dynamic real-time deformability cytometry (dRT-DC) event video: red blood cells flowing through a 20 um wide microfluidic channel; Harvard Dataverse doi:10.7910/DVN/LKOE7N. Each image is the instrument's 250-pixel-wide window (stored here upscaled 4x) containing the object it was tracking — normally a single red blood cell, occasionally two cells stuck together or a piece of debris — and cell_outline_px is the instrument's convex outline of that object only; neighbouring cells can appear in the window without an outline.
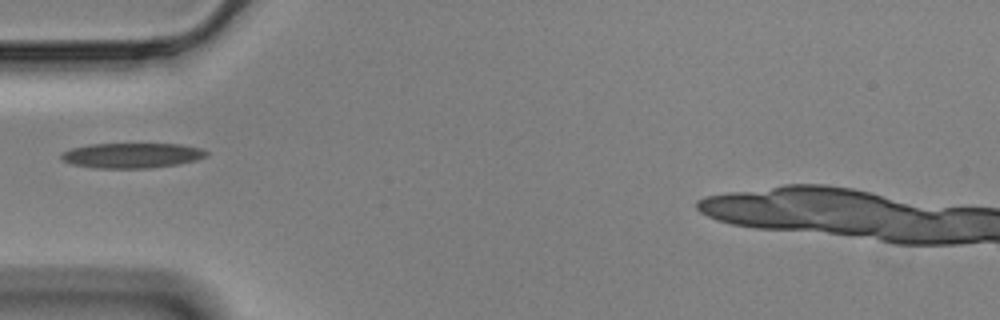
{"species": "Egyptian fruit bat (a non-hibernating species)", "species_latin": "Rousettus aegyptiacus", "temperature_condition": "cold", "stored_images_in_passage": 37, "camera_frame_rate_fps": 3000, "um_per_image_px": 0.085, "animal": {"sex": "male"}, "frame": {"image": 1, "passage_image": 1, "time_ms": 0.0, "image_size_px": [1000, 320], "cell_outline_px": [[208, 156], [196, 160], [176, 164], [152, 168], [92, 168], [72, 164], [60, 160], [60, 152], [72, 148], [88, 144], [180, 144], [200, 148], [208, 152]], "centroid_in_image_um": [11.16, 13.21], "position_along_channel_um": 73.8, "area_um2": 21.39}}
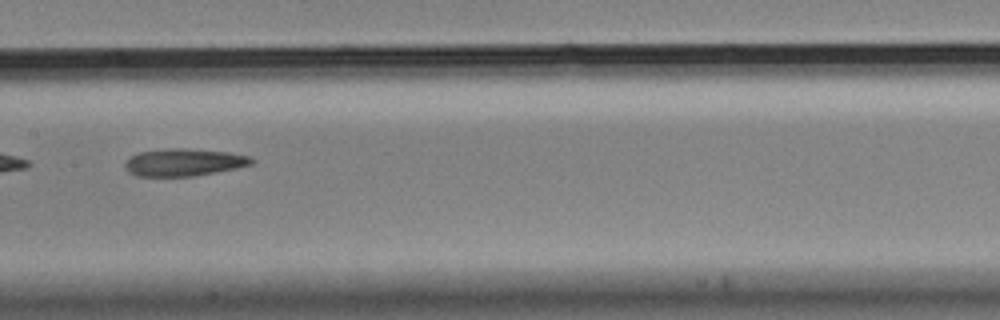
{"frame": {"image": 2, "passage_image": 11, "time_ms": 3.333, "image_size_px": [1000, 320], "cell_outline_px": [[256, 160], [252, 164], [236, 168], [216, 172], [192, 176], [136, 176], [128, 172], [124, 168], [124, 164], [132, 156], [140, 152], [168, 148], [184, 148], [228, 152], [248, 156]], "centroid_in_image_um": [15.63, 13.8], "position_along_channel_um": 191.8, "area_um2": 20.11}}